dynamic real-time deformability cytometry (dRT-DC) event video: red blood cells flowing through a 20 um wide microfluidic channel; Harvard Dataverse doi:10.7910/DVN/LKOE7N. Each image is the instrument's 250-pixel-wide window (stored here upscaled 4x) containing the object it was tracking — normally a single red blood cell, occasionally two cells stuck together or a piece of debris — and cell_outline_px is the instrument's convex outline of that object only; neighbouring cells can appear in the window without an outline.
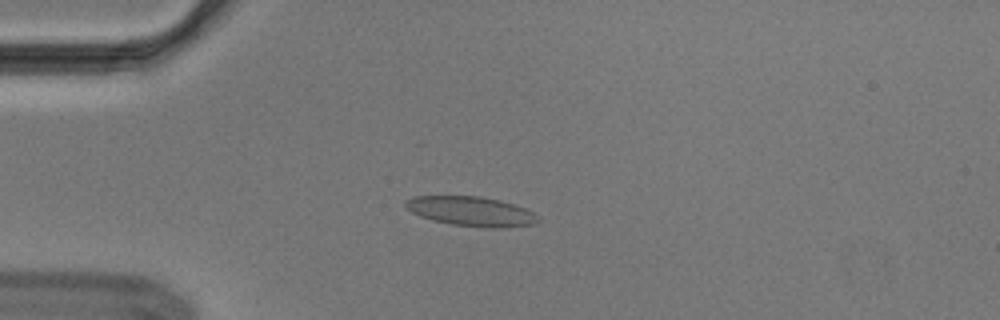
{"species": "Egyptian fruit bat (a non-hibernating species)", "species_latin": "Rousettus aegyptiacus", "temperature_condition": "cold", "stored_images_in_passage": 53, "camera_frame_rate_fps": 3000, "um_per_image_px": 0.085, "animal": {"sex": "male"}, "frame": {"image": 1, "passage_image": 13, "time_ms": 4.0, "image_size_px": [1000, 320], "cell_outline_px": [[540, 220], [536, 224], [504, 228], [484, 228], [452, 224], [432, 220], [420, 216], [412, 212], [404, 204], [404, 200], [412, 196], [480, 196], [500, 200], [524, 208], [540, 216]], "centroid_in_image_um": [40.07, 17.97], "position_along_channel_um": 44.9, "area_um2": 23.0}}
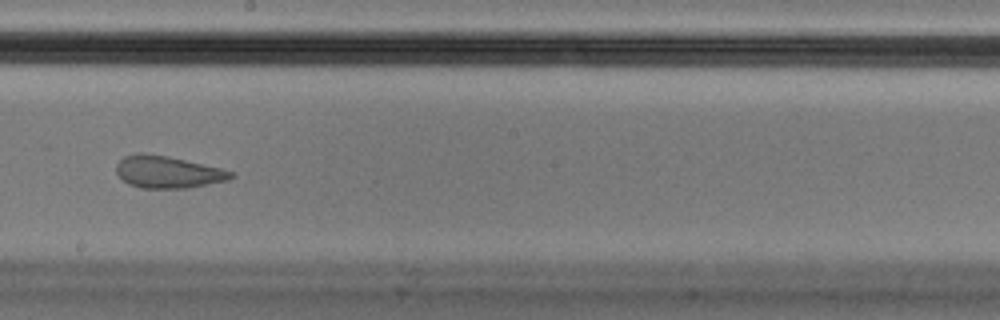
{"frame": {"image": 2, "passage_image": 30, "time_ms": 9.667, "image_size_px": [1000, 320], "cell_outline_px": [[236, 176], [228, 180], [188, 188], [140, 188], [128, 184], [116, 172], [116, 164], [124, 156], [136, 152], [144, 152], [168, 156], [220, 168], [236, 172]], "centroid_in_image_um": [14.26, 14.61], "position_along_channel_um": 233.9, "area_um2": 21.62}}
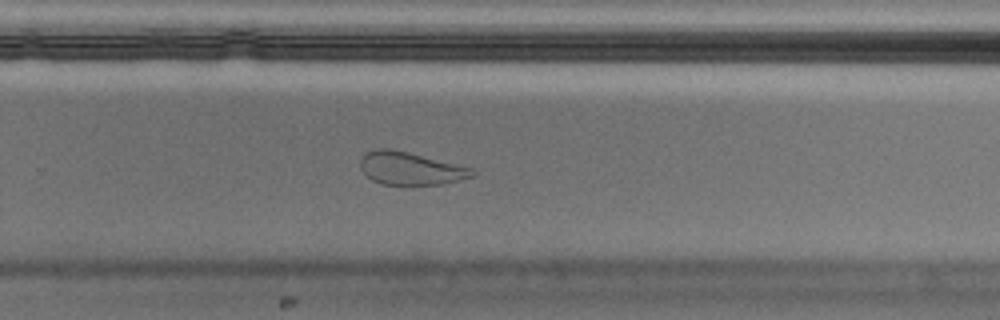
{"frame": {"image": 3, "passage_image": 35, "time_ms": 11.333, "image_size_px": [1000, 320], "cell_outline_px": [[476, 176], [444, 184], [380, 184], [372, 180], [360, 168], [360, 160], [368, 152], [376, 148], [392, 148], [472, 168], [476, 172]], "centroid_in_image_um": [34.91, 14.32], "position_along_channel_um": 294.9, "area_um2": 21.27}, "authors_computed_cell_mechanics": {"area_um2": 22.8888, "velocity_mm_per_s": 3.6782, "shape_relaxation_time_tau1_ms": null, "shape_relaxation_time_tau2_ms": 1.0613, "deformation_change_tau1": null, "deformation_change_tau2": 0.0863}}